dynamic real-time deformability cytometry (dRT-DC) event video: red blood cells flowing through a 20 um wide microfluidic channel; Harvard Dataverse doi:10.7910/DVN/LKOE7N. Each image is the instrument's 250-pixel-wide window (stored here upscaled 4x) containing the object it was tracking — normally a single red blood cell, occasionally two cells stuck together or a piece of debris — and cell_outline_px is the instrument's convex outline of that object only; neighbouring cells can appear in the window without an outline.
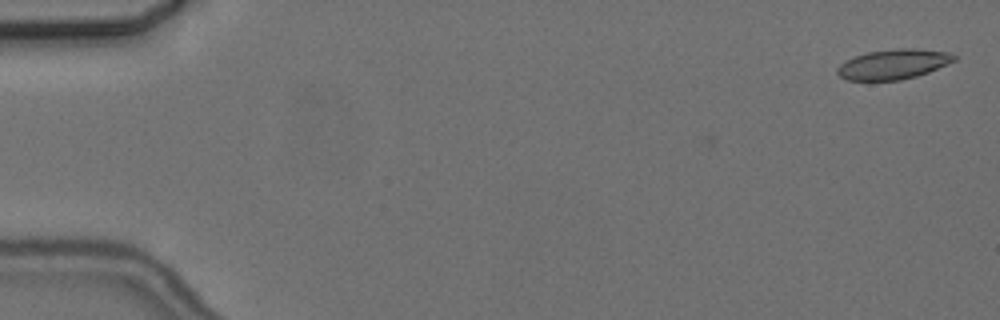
{"species": "common noctule bat (a hibernating species)", "species_latin": "Nyctalus noctula", "temperature_condition": "cold", "stored_images_in_passage": 5, "camera_frame_rate_fps": 3000, "um_per_image_px": 0.085, "animal": {"sex": "female", "body_mass_g": 24.6, "forearm_length_mm": 56.2}, "frame": {"image": 1, "passage_image": 1, "time_ms": 0.0, "image_size_px": [1000, 320], "cell_outline_px": [[956, 60], [928, 72], [916, 76], [900, 80], [848, 80], [840, 76], [836, 72], [836, 68], [844, 60], [868, 52], [896, 48], [916, 48], [948, 52], [956, 56]], "centroid_in_image_um": [75.92, 5.45], "position_along_channel_um": 9.1, "area_um2": 20.35}}
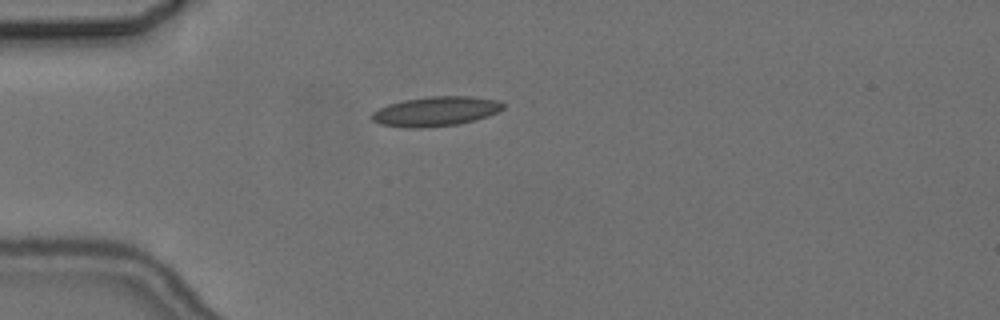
{"frame": {"image": 2, "passage_image": 5, "time_ms": 4.667, "image_size_px": [1000, 320], "cell_outline_px": [[504, 108], [488, 116], [476, 120], [456, 124], [424, 128], [412, 128], [380, 124], [372, 120], [368, 116], [372, 112], [388, 104], [404, 100], [428, 96], [472, 96], [496, 100], [504, 104]], "centroid_in_image_um": [37.01, 9.46], "position_along_channel_um": 48.0, "area_um2": 22.66}}